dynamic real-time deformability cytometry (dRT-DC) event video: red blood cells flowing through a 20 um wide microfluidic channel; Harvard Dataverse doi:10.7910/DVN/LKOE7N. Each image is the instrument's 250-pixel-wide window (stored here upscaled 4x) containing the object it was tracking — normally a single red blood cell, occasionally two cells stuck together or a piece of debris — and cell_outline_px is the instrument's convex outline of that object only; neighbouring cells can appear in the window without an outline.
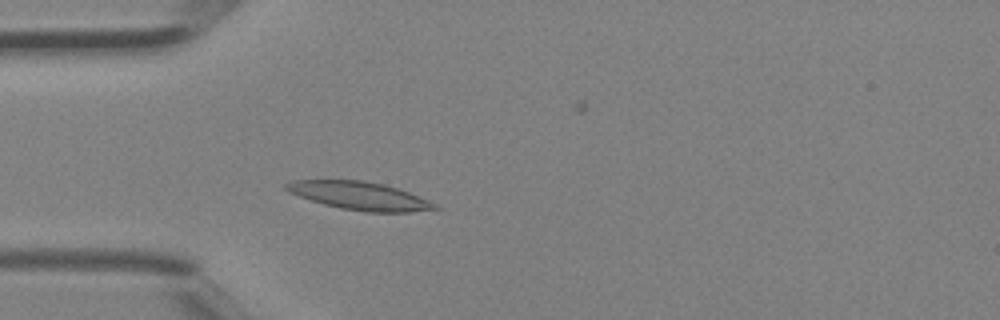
{"species": "Egyptian fruit bat (a non-hibernating species)", "species_latin": "Rousettus aegyptiacus", "temperature_condition": "room temperature", "stored_images_in_passage": 34, "camera_frame_rate_fps": 3000, "um_per_image_px": 0.085, "animal": {"sex": "female"}, "frame": {"image": 1, "passage_image": 4, "time_ms": 1.0, "image_size_px": [1000, 320], "cell_outline_px": [[440, 208], [408, 212], [368, 212], [340, 208], [324, 204], [288, 192], [284, 188], [284, 184], [292, 180], [364, 180], [384, 184], [408, 192], [436, 204]], "centroid_in_image_um": [30.52, 16.63], "position_along_channel_um": 54.5, "area_um2": 24.04}}
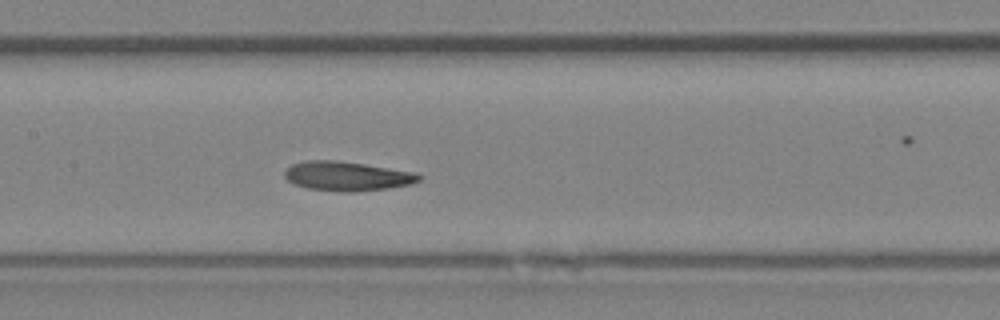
{"frame": {"image": 2, "passage_image": 12, "time_ms": 3.667, "image_size_px": [1000, 320], "cell_outline_px": [[424, 176], [420, 180], [412, 184], [388, 188], [356, 192], [344, 192], [308, 188], [296, 184], [288, 180], [284, 176], [284, 172], [292, 164], [308, 160], [336, 160], [364, 164], [416, 172]], "centroid_in_image_um": [29.55, 14.97], "position_along_channel_um": 177.9, "area_um2": 22.95}}
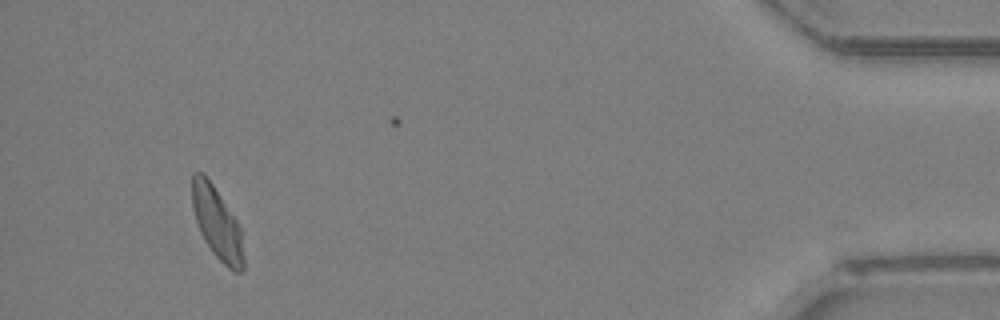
{"frame": {"image": 3, "passage_image": 31, "time_ms": 10.0, "image_size_px": [1000, 320], "cell_outline_px": [[244, 272], [232, 272], [212, 252], [204, 240], [200, 232], [196, 220], [192, 204], [192, 172], [204, 172], [236, 220], [240, 228], [244, 256]], "centroid_in_image_um": [18.45, 19.0], "position_along_channel_um": 416.7, "area_um2": 21.44}}